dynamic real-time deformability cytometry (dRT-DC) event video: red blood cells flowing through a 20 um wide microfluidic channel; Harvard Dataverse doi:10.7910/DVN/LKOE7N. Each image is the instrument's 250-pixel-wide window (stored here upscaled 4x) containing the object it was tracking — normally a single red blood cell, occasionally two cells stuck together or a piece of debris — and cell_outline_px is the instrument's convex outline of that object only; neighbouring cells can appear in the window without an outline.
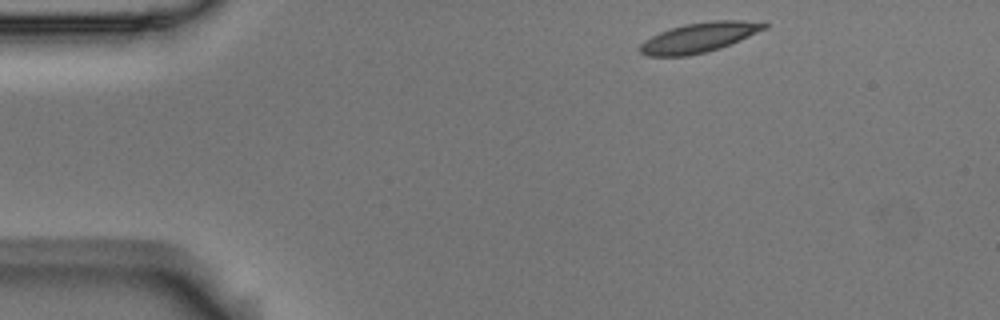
{"species": "Egyptian fruit bat (a non-hibernating species)", "species_latin": "Rousettus aegyptiacus", "temperature_condition": "room temperature", "stored_images_in_passage": 3, "camera_frame_rate_fps": 3000, "um_per_image_px": 0.085, "animal": {"sex": "male"}, "frame": {"image": 1, "passage_image": 1, "time_ms": 0.0, "image_size_px": [1000, 320], "cell_outline_px": [[768, 28], [740, 40], [720, 48], [704, 52], [684, 56], [648, 56], [640, 52], [640, 44], [644, 40], [660, 32], [684, 24], [712, 20], [744, 20], [768, 24]], "centroid_in_image_um": [59.43, 3.18], "position_along_channel_um": 25.6, "area_um2": 21.39}}